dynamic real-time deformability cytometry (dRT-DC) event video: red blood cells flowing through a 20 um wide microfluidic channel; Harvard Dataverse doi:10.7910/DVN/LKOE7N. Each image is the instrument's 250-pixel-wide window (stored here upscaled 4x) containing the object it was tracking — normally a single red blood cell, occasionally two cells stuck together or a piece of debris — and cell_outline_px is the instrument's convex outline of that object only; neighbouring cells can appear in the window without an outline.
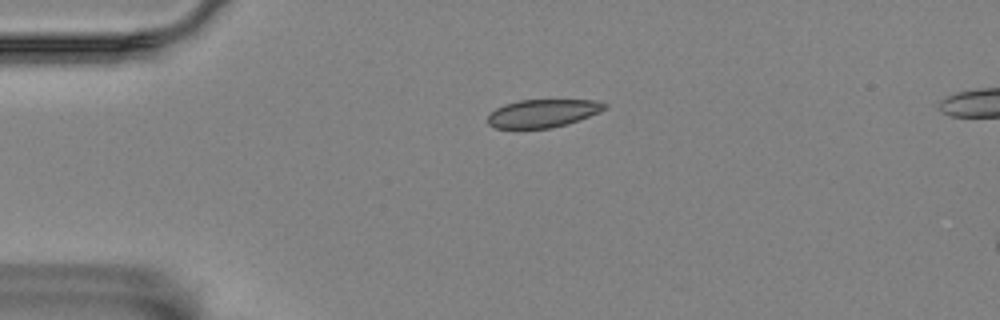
{"species": "Egyptian fruit bat (a non-hibernating species)", "species_latin": "Rousettus aegyptiacus", "temperature_condition": "room temperature", "stored_images_in_passage": 3, "camera_frame_rate_fps": 3000, "um_per_image_px": 0.085, "animal": {"sex": "female"}, "frame": {"image": 1, "passage_image": 1, "time_ms": 0.0, "image_size_px": [1000, 320], "cell_outline_px": [[608, 104], [600, 112], [568, 124], [552, 128], [496, 128], [488, 124], [488, 116], [496, 108], [504, 104], [520, 100], [596, 100]], "centroid_in_image_um": [46.15, 9.63], "position_along_channel_um": 38.9, "area_um2": 19.02}}